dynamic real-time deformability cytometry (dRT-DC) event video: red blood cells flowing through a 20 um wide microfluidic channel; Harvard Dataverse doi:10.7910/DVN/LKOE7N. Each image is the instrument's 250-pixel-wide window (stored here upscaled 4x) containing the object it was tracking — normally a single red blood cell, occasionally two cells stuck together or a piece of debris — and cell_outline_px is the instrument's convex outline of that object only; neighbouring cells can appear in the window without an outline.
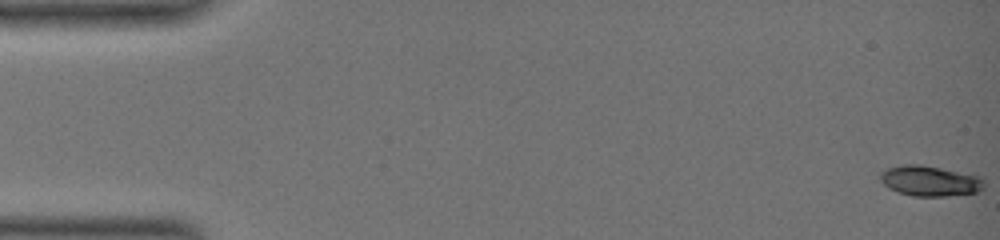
{"species": "common noctule bat (a hibernating species)", "species_latin": "Nyctalus noctula", "temperature_condition": "warm", "stored_images_in_passage": 59, "camera_frame_rate_fps": 3000, "um_per_image_px": 0.085, "animal": {"sex": "female", "body_mass_g": 19.0, "forearm_length_mm": 51.5}, "frame": {"image": 1, "passage_image": 1, "time_ms": 0.0, "image_size_px": [1000, 240], "cell_outline_px": [[984, 188], [980, 192], [948, 196], [912, 196], [888, 188], [880, 180], [880, 172], [888, 168], [904, 164], [920, 164], [980, 176], [984, 180]], "centroid_in_image_um": [79.06, 15.38], "position_along_channel_um": 5.9, "area_um2": 18.44}}
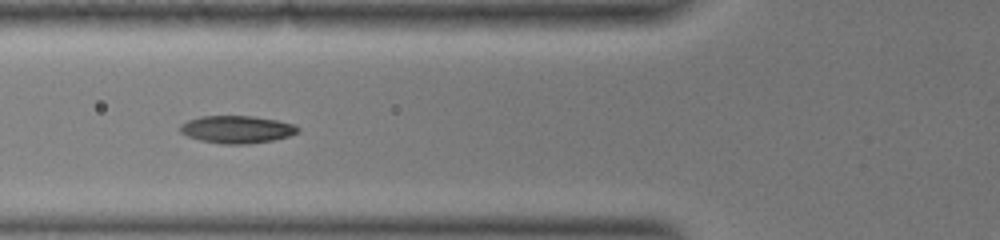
{"frame": {"image": 2, "passage_image": 24, "time_ms": 7.667, "image_size_px": [1000, 240], "cell_outline_px": [[300, 132], [288, 136], [272, 140], [248, 144], [220, 144], [200, 140], [188, 136], [180, 132], [180, 124], [188, 120], [200, 116], [252, 116], [276, 120], [296, 124], [300, 128]], "centroid_in_image_um": [20.15, 11.0], "position_along_channel_um": 105.7, "area_um2": 18.96}}
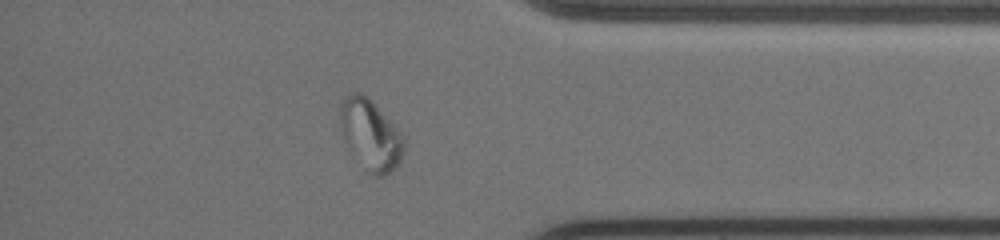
{"frame": {"image": 3, "passage_image": 51, "time_ms": 16.667, "image_size_px": [1000, 240], "cell_outline_px": [[404, 152], [396, 168], [384, 176], [372, 176], [348, 148], [344, 136], [340, 120], [340, 104], [348, 92], [360, 92], [404, 136]], "centroid_in_image_um": [31.49, 11.5], "position_along_channel_um": 403.7, "area_um2": 25.43}, "authors_computed_cell_mechanics": {"area_um2": 18.3226, "velocity_mm_per_s": 3.3815, "shape_relaxation_time_tau1_ms": null, "shape_relaxation_time_tau2_ms": 1.4188, "deformation_change_tau1": null, "deformation_change_tau2": 0.0368}}